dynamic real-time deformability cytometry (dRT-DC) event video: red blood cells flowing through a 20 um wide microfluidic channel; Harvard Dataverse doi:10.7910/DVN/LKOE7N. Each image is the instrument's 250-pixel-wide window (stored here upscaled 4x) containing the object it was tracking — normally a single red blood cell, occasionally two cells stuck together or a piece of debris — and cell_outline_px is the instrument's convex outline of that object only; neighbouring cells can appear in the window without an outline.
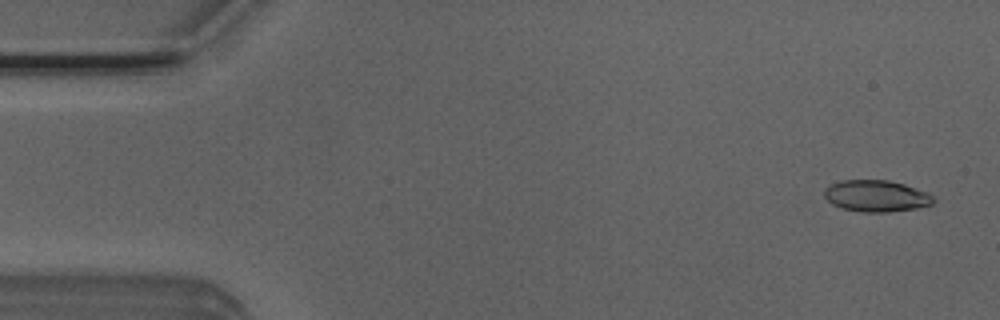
{"species": "Egyptian fruit bat (a non-hibernating species)", "species_latin": "Rousettus aegyptiacus", "temperature_condition": "room temperature", "stored_images_in_passage": 52, "camera_frame_rate_fps": 3000, "um_per_image_px": 0.085, "animal": {"sex": "male"}, "frame": {"image": 1, "passage_image": 2, "time_ms": 0.333, "image_size_px": [1000, 320], "cell_outline_px": [[936, 200], [932, 204], [916, 208], [888, 212], [860, 212], [844, 208], [832, 204], [824, 196], [824, 188], [832, 184], [844, 180], [888, 180], [904, 184], [928, 192]], "centroid_in_image_um": [74.5, 16.66], "position_along_channel_um": 10.5, "area_um2": 20.0}}
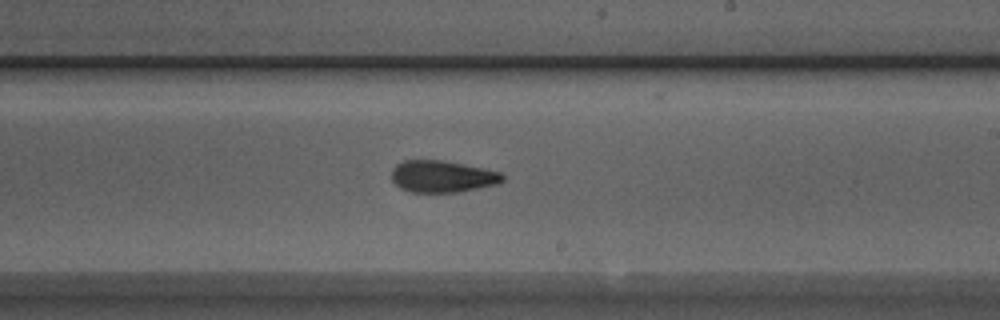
{"frame": {"image": 2, "passage_image": 30, "time_ms": 9.667, "image_size_px": [1000, 320], "cell_outline_px": [[504, 180], [496, 184], [456, 192], [412, 192], [400, 188], [392, 180], [392, 168], [396, 164], [404, 160], [444, 160], [484, 168], [500, 172], [504, 176]], "centroid_in_image_um": [37.57, 14.98], "position_along_channel_um": 251.4, "area_um2": 20.52}}
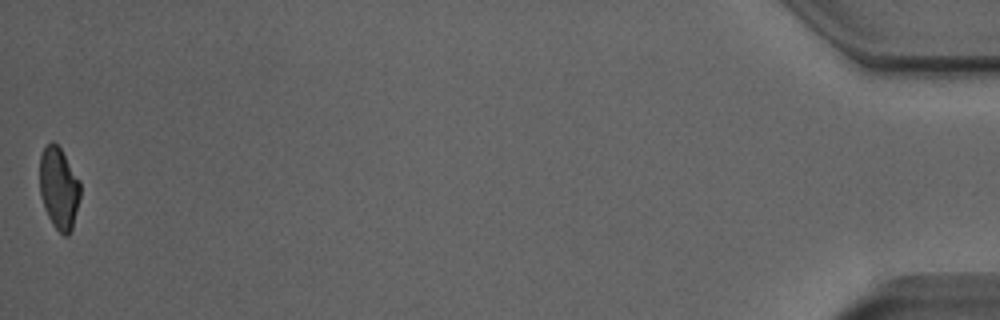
{"frame": {"image": 3, "passage_image": 52, "time_ms": 17.0, "image_size_px": [1000, 320], "cell_outline_px": [[80, 196], [72, 228], [68, 236], [64, 236], [52, 224], [44, 208], [40, 196], [40, 156], [44, 148], [52, 140], [60, 148], [80, 180]], "centroid_in_image_um": [5.0, 16.0], "position_along_channel_um": 430.2, "area_um2": 19.31}, "authors_computed_cell_mechanics": {"area_um2": 20.5768, "velocity_mm_per_s": 3.8735, "shape_relaxation_time_tau1_ms": 10.4891, "shape_relaxation_time_tau2_ms": 2.9373, "deformation_change_tau1": 0.2379, "deformation_change_tau2": 0.1082}}